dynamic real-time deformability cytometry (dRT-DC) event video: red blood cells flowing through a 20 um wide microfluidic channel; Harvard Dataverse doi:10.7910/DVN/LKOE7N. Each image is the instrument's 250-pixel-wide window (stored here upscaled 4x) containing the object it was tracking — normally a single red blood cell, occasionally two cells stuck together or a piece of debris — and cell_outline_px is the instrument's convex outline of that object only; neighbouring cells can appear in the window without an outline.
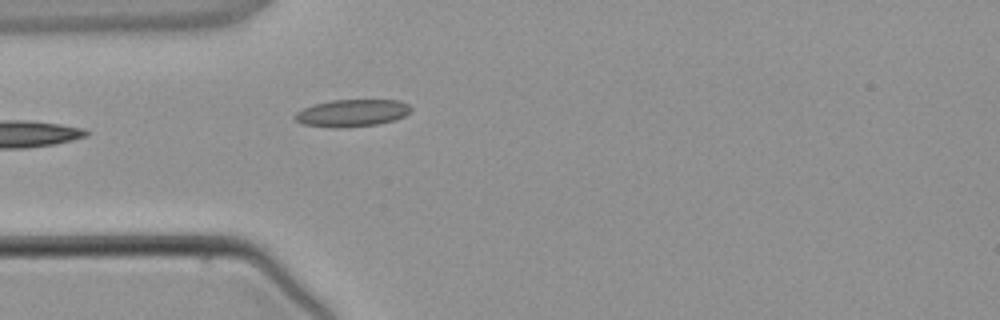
{"species": "common noctule bat (a hibernating species)", "species_latin": "Nyctalus noctula", "temperature_condition": "warm", "stored_images_in_passage": 3, "camera_frame_rate_fps": 3000, "um_per_image_px": 0.085, "animal": {"sex": "male", "body_mass_g": 21.5, "forearm_length_mm": 52.0}, "frame": {"image": 1, "passage_image": 3, "time_ms": 2.333, "image_size_px": [1000, 320], "cell_outline_px": [[412, 108], [404, 116], [396, 120], [376, 124], [332, 128], [304, 124], [296, 120], [292, 116], [296, 112], [304, 108], [316, 104], [332, 100], [400, 100], [408, 104]], "centroid_in_image_um": [29.92, 9.6], "position_along_channel_um": 55.1, "area_um2": 18.21}}